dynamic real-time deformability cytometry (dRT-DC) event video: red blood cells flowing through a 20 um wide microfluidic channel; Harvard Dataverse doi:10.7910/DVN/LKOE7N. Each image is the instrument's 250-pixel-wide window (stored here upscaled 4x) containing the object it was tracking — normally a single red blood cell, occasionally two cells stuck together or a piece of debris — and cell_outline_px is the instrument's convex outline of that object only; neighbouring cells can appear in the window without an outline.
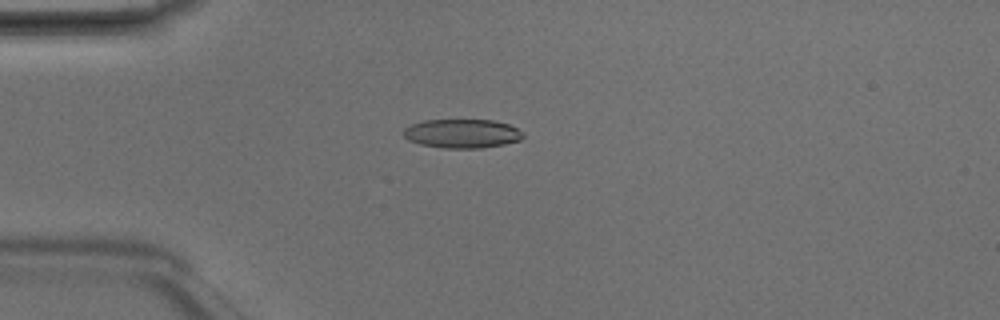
{"species": "Egyptian fruit bat (a non-hibernating species)", "species_latin": "Rousettus aegyptiacus", "temperature_condition": "room temperature", "stored_images_in_passage": 4, "camera_frame_rate_fps": 3000, "um_per_image_px": 0.085, "animal": {"sex": "male"}, "frame": {"image": 1, "passage_image": 4, "time_ms": 1.0, "image_size_px": [1000, 320], "cell_outline_px": [[524, 136], [520, 140], [504, 144], [480, 148], [444, 148], [420, 144], [408, 140], [404, 136], [404, 128], [412, 124], [424, 120], [492, 120], [508, 124], [524, 132]], "centroid_in_image_um": [39.29, 11.35], "position_along_channel_um": 45.7, "area_um2": 20.11}}